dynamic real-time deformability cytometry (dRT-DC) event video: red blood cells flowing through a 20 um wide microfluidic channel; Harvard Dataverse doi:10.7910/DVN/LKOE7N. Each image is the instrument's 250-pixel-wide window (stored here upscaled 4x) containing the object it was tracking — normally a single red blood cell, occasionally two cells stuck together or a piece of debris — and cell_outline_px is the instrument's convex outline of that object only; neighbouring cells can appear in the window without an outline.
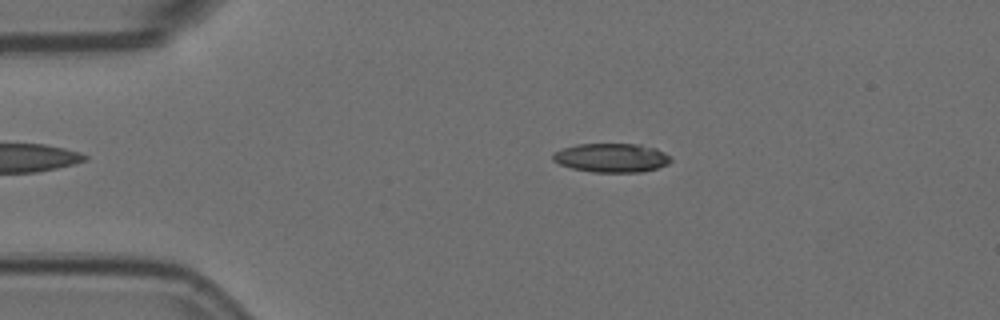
{"species": "Egyptian fruit bat (a non-hibernating species)", "species_latin": "Rousettus aegyptiacus", "temperature_condition": "room temperature", "stored_images_in_passage": 6, "camera_frame_rate_fps": 3000, "um_per_image_px": 0.085, "animal": {"sex": "female"}, "frame": {"image": 1, "passage_image": 3, "time_ms": 0.667, "image_size_px": [1000, 320], "cell_outline_px": [[672, 160], [668, 164], [656, 168], [640, 172], [592, 172], [572, 168], [560, 164], [552, 160], [552, 156], [556, 152], [564, 148], [576, 144], [640, 144], [656, 148], [672, 156]], "centroid_in_image_um": [52.01, 13.41], "position_along_channel_um": 33.0, "area_um2": 19.88}}